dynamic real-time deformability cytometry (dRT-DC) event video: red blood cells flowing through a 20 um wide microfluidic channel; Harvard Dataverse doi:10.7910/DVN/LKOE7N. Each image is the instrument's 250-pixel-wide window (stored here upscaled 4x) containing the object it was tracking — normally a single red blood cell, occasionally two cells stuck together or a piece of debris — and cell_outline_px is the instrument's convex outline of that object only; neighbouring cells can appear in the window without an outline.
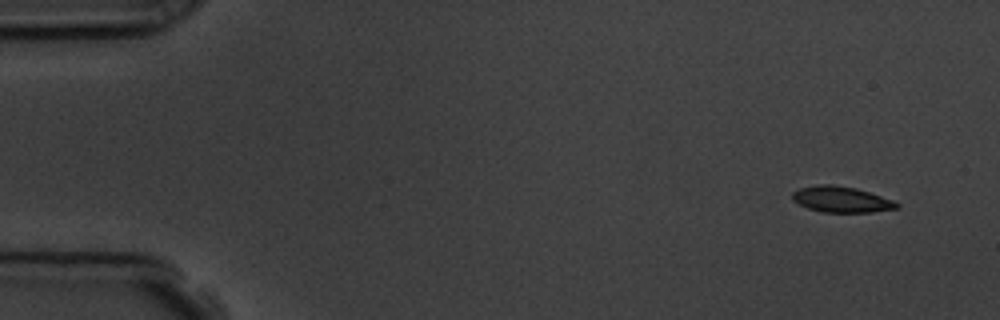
{"species": "common noctule bat (a hibernating species)", "species_latin": "Nyctalus noctula", "temperature_condition": "room temperature", "stored_images_in_passage": 16, "camera_frame_rate_fps": 3000, "um_per_image_px": 0.085, "animal": {"sex": "male", "body_mass_g": 19.5, "forearm_length_mm": 54.6}, "frame": {"image": 1, "passage_image": 1, "time_ms": 0.0, "image_size_px": [1000, 320], "cell_outline_px": [[900, 208], [872, 212], [820, 212], [808, 208], [792, 200], [792, 192], [800, 188], [816, 184], [832, 184], [856, 188], [892, 200], [900, 204]], "centroid_in_image_um": [71.5, 16.95], "position_along_channel_um": 13.5, "area_um2": 15.78}}
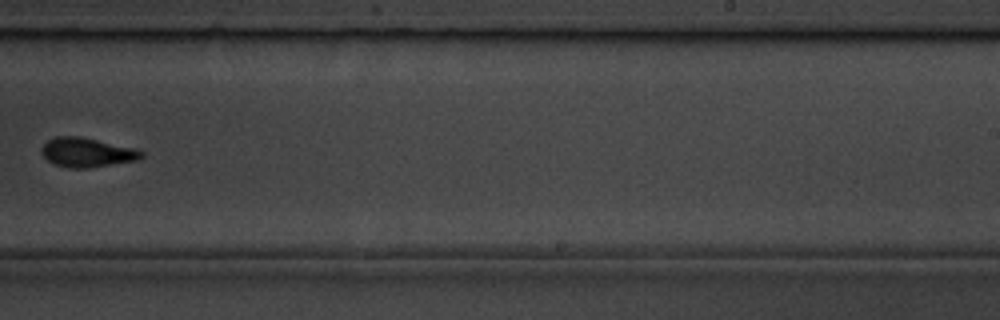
{"frame": {"image": 2, "passage_image": 10, "time_ms": 10.333, "image_size_px": [1000, 320], "cell_outline_px": [[144, 156], [140, 160], [88, 168], [68, 168], [52, 164], [40, 152], [40, 148], [48, 140], [56, 136], [80, 136], [136, 148], [144, 152]], "centroid_in_image_um": [7.4, 12.96], "position_along_channel_um": 281.6, "area_um2": 17.34}}
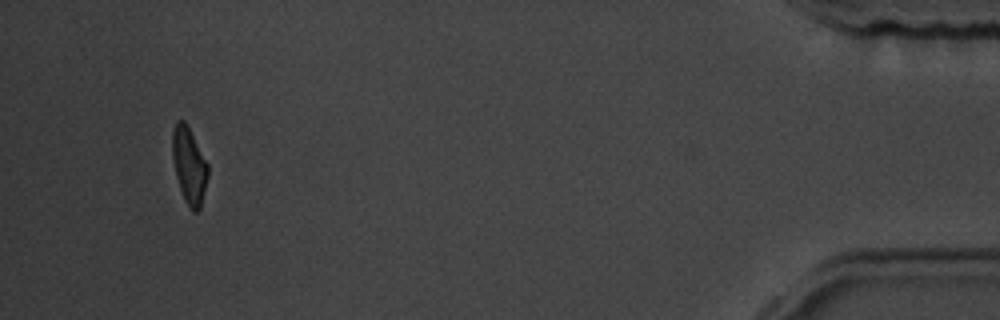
{"frame": {"image": 3, "passage_image": 15, "time_ms": 16.0, "image_size_px": [1000, 320], "cell_outline_px": [[208, 176], [200, 208], [196, 212], [192, 212], [184, 200], [176, 176], [172, 156], [172, 128], [176, 120], [184, 120], [208, 164]], "centroid_in_image_um": [16.06, 14.07], "position_along_channel_um": 419.1, "area_um2": 15.72}, "authors_computed_cell_mechanics": {"area_um2": 16.7042, "velocity_mm_per_s": 3.7507, "shape_relaxation_time_tau1_ms": 3.8136, "shape_relaxation_time_tau2_ms": 2.2323, "deformation_change_tau1": 0.118, "deformation_change_tau2": 0.0594}}